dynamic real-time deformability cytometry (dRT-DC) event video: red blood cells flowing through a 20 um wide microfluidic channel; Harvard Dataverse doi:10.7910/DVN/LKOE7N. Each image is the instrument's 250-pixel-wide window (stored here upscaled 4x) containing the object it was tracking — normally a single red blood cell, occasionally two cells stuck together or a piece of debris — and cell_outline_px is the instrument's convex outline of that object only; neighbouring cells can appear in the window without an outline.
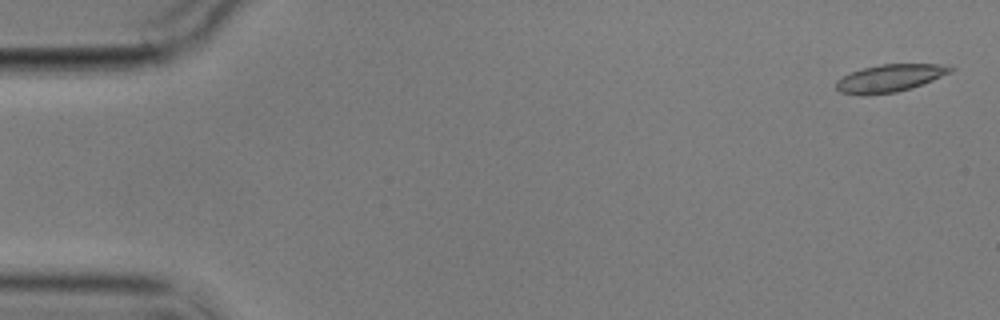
{"species": "common noctule bat (a hibernating species)", "species_latin": "Nyctalus noctula", "temperature_condition": "cold", "stored_images_in_passage": 5, "segment_of_instrument_passage": [2, 2], "camera_frame_rate_fps": 3000, "um_per_image_px": 0.085, "animal": {"sex": "male", "body_mass_g": 17.9}, "frame": {"image": 1, "passage_image": 5, "time_ms": 4.667, "image_size_px": [1000, 320], "cell_outline_px": [[956, 68], [952, 72], [932, 80], [896, 92], [864, 96], [860, 96], [840, 92], [836, 88], [836, 80], [852, 72], [864, 68], [880, 64], [940, 64]], "centroid_in_image_um": [75.61, 6.65], "position_along_channel_um": 9.4, "area_um2": 18.21}}